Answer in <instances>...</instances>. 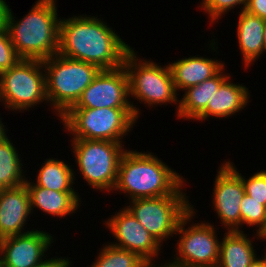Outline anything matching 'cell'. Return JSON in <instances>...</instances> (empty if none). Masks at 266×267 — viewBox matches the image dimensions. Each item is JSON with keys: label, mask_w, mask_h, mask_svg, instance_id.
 I'll list each match as a JSON object with an SVG mask.
<instances>
[{"label": "cell", "mask_w": 266, "mask_h": 267, "mask_svg": "<svg viewBox=\"0 0 266 267\" xmlns=\"http://www.w3.org/2000/svg\"><path fill=\"white\" fill-rule=\"evenodd\" d=\"M194 205L192 203L191 210L178 224L177 241L173 256L166 260L167 267H217L221 239L218 236L221 232L218 231L220 227L217 228L219 223L214 225L213 221L194 220L199 212Z\"/></svg>", "instance_id": "52a82bcc"}, {"label": "cell", "mask_w": 266, "mask_h": 267, "mask_svg": "<svg viewBox=\"0 0 266 267\" xmlns=\"http://www.w3.org/2000/svg\"><path fill=\"white\" fill-rule=\"evenodd\" d=\"M10 2L6 0H0V29L6 27V18L9 10Z\"/></svg>", "instance_id": "4dcf8cb0"}, {"label": "cell", "mask_w": 266, "mask_h": 267, "mask_svg": "<svg viewBox=\"0 0 266 267\" xmlns=\"http://www.w3.org/2000/svg\"><path fill=\"white\" fill-rule=\"evenodd\" d=\"M0 102L3 109L16 114L34 110L42 103L49 106L42 60L20 59L0 72Z\"/></svg>", "instance_id": "9c48e42d"}, {"label": "cell", "mask_w": 266, "mask_h": 267, "mask_svg": "<svg viewBox=\"0 0 266 267\" xmlns=\"http://www.w3.org/2000/svg\"><path fill=\"white\" fill-rule=\"evenodd\" d=\"M135 51V48H132L127 53L123 66L128 74L130 103L136 119L140 121L142 110L139 106L142 104L145 109L147 107L150 110L156 109L157 106L160 108L169 104L175 105L176 116L179 109L178 96L181 95L173 83L168 62L167 65H161L159 62L157 64L151 58L147 60ZM138 103L140 105H136Z\"/></svg>", "instance_id": "277c9868"}, {"label": "cell", "mask_w": 266, "mask_h": 267, "mask_svg": "<svg viewBox=\"0 0 266 267\" xmlns=\"http://www.w3.org/2000/svg\"><path fill=\"white\" fill-rule=\"evenodd\" d=\"M15 146L9 135L0 142V189L17 187L26 182L28 168L24 167V157Z\"/></svg>", "instance_id": "603a6c76"}, {"label": "cell", "mask_w": 266, "mask_h": 267, "mask_svg": "<svg viewBox=\"0 0 266 267\" xmlns=\"http://www.w3.org/2000/svg\"><path fill=\"white\" fill-rule=\"evenodd\" d=\"M49 109L59 120L80 98L100 68L95 64L55 54L42 60Z\"/></svg>", "instance_id": "8992f818"}, {"label": "cell", "mask_w": 266, "mask_h": 267, "mask_svg": "<svg viewBox=\"0 0 266 267\" xmlns=\"http://www.w3.org/2000/svg\"><path fill=\"white\" fill-rule=\"evenodd\" d=\"M188 55L168 63L173 83L179 95L189 87L197 86L215 76L226 64L216 57ZM181 91V92H180Z\"/></svg>", "instance_id": "ac0fdd59"}, {"label": "cell", "mask_w": 266, "mask_h": 267, "mask_svg": "<svg viewBox=\"0 0 266 267\" xmlns=\"http://www.w3.org/2000/svg\"><path fill=\"white\" fill-rule=\"evenodd\" d=\"M94 256V262L86 267H150L137 253L118 248L110 243L102 244Z\"/></svg>", "instance_id": "cb8c5ba5"}, {"label": "cell", "mask_w": 266, "mask_h": 267, "mask_svg": "<svg viewBox=\"0 0 266 267\" xmlns=\"http://www.w3.org/2000/svg\"><path fill=\"white\" fill-rule=\"evenodd\" d=\"M236 14H238L235 23L236 43L241 52L242 67L246 71L249 67H253L254 63H258L256 61L266 53L263 38L266 21L245 10Z\"/></svg>", "instance_id": "d6986e66"}, {"label": "cell", "mask_w": 266, "mask_h": 267, "mask_svg": "<svg viewBox=\"0 0 266 267\" xmlns=\"http://www.w3.org/2000/svg\"><path fill=\"white\" fill-rule=\"evenodd\" d=\"M263 38H264V45H265V50H266V24H265Z\"/></svg>", "instance_id": "e575fe53"}, {"label": "cell", "mask_w": 266, "mask_h": 267, "mask_svg": "<svg viewBox=\"0 0 266 267\" xmlns=\"http://www.w3.org/2000/svg\"><path fill=\"white\" fill-rule=\"evenodd\" d=\"M190 198L189 195H165L130 200L124 206L164 248V243L175 237L180 220L191 210Z\"/></svg>", "instance_id": "30bf717a"}, {"label": "cell", "mask_w": 266, "mask_h": 267, "mask_svg": "<svg viewBox=\"0 0 266 267\" xmlns=\"http://www.w3.org/2000/svg\"><path fill=\"white\" fill-rule=\"evenodd\" d=\"M72 108H132L124 66L100 70Z\"/></svg>", "instance_id": "4fadbf2b"}, {"label": "cell", "mask_w": 266, "mask_h": 267, "mask_svg": "<svg viewBox=\"0 0 266 267\" xmlns=\"http://www.w3.org/2000/svg\"><path fill=\"white\" fill-rule=\"evenodd\" d=\"M71 139L125 143L137 124L132 108H70L59 118Z\"/></svg>", "instance_id": "ba28073f"}, {"label": "cell", "mask_w": 266, "mask_h": 267, "mask_svg": "<svg viewBox=\"0 0 266 267\" xmlns=\"http://www.w3.org/2000/svg\"><path fill=\"white\" fill-rule=\"evenodd\" d=\"M43 162L35 172V180L31 179L37 186L59 192H78V187L75 189L74 186V170L69 161L47 157Z\"/></svg>", "instance_id": "7402d4cb"}, {"label": "cell", "mask_w": 266, "mask_h": 267, "mask_svg": "<svg viewBox=\"0 0 266 267\" xmlns=\"http://www.w3.org/2000/svg\"><path fill=\"white\" fill-rule=\"evenodd\" d=\"M253 233L252 235L247 234L246 231H225L224 234L221 233L223 237L220 240V253L217 267H248L258 256L255 249V245H258L256 242L258 240L263 242L264 239V236L255 232Z\"/></svg>", "instance_id": "ffe728a7"}, {"label": "cell", "mask_w": 266, "mask_h": 267, "mask_svg": "<svg viewBox=\"0 0 266 267\" xmlns=\"http://www.w3.org/2000/svg\"><path fill=\"white\" fill-rule=\"evenodd\" d=\"M57 3V0H37L23 18H17L9 6L6 27L21 59L45 60L58 54L61 17Z\"/></svg>", "instance_id": "3957f363"}, {"label": "cell", "mask_w": 266, "mask_h": 267, "mask_svg": "<svg viewBox=\"0 0 266 267\" xmlns=\"http://www.w3.org/2000/svg\"><path fill=\"white\" fill-rule=\"evenodd\" d=\"M109 216L102 220V226L113 234L112 237L116 242L108 241L111 245L137 253L150 266L166 264L168 258L164 259V262L159 261L163 247L125 206Z\"/></svg>", "instance_id": "8fae6325"}, {"label": "cell", "mask_w": 266, "mask_h": 267, "mask_svg": "<svg viewBox=\"0 0 266 267\" xmlns=\"http://www.w3.org/2000/svg\"><path fill=\"white\" fill-rule=\"evenodd\" d=\"M29 177V179H28ZM25 185L29 191L31 212L33 215L42 212V215L52 216V218H63L77 214L82 206V199L79 192H59L44 187L37 186L30 176ZM35 209V210H34ZM36 211V212H35Z\"/></svg>", "instance_id": "e0dca14e"}, {"label": "cell", "mask_w": 266, "mask_h": 267, "mask_svg": "<svg viewBox=\"0 0 266 267\" xmlns=\"http://www.w3.org/2000/svg\"><path fill=\"white\" fill-rule=\"evenodd\" d=\"M241 232L245 226L254 228L255 233L266 237V207L246 193L240 204Z\"/></svg>", "instance_id": "d4e9b609"}, {"label": "cell", "mask_w": 266, "mask_h": 267, "mask_svg": "<svg viewBox=\"0 0 266 267\" xmlns=\"http://www.w3.org/2000/svg\"><path fill=\"white\" fill-rule=\"evenodd\" d=\"M187 184L191 186L185 175L179 174L156 153L129 148L120 159L112 193H123L127 202L165 195H187Z\"/></svg>", "instance_id": "7a4b0ae2"}, {"label": "cell", "mask_w": 266, "mask_h": 267, "mask_svg": "<svg viewBox=\"0 0 266 267\" xmlns=\"http://www.w3.org/2000/svg\"><path fill=\"white\" fill-rule=\"evenodd\" d=\"M224 160L241 176L245 193L266 207V170H258L256 173L244 176L230 158Z\"/></svg>", "instance_id": "4316f807"}, {"label": "cell", "mask_w": 266, "mask_h": 267, "mask_svg": "<svg viewBox=\"0 0 266 267\" xmlns=\"http://www.w3.org/2000/svg\"><path fill=\"white\" fill-rule=\"evenodd\" d=\"M0 267H4V266H3V260H2L1 253H0Z\"/></svg>", "instance_id": "d590c367"}, {"label": "cell", "mask_w": 266, "mask_h": 267, "mask_svg": "<svg viewBox=\"0 0 266 267\" xmlns=\"http://www.w3.org/2000/svg\"><path fill=\"white\" fill-rule=\"evenodd\" d=\"M211 196L212 209L225 231L241 232L240 204L245 194L241 176L226 162L218 166Z\"/></svg>", "instance_id": "7c38bea8"}, {"label": "cell", "mask_w": 266, "mask_h": 267, "mask_svg": "<svg viewBox=\"0 0 266 267\" xmlns=\"http://www.w3.org/2000/svg\"><path fill=\"white\" fill-rule=\"evenodd\" d=\"M20 59L10 40L7 27L0 29V72L10 69Z\"/></svg>", "instance_id": "83f0119b"}, {"label": "cell", "mask_w": 266, "mask_h": 267, "mask_svg": "<svg viewBox=\"0 0 266 267\" xmlns=\"http://www.w3.org/2000/svg\"><path fill=\"white\" fill-rule=\"evenodd\" d=\"M150 267H167L166 265H162V266H150Z\"/></svg>", "instance_id": "8d00e7d4"}, {"label": "cell", "mask_w": 266, "mask_h": 267, "mask_svg": "<svg viewBox=\"0 0 266 267\" xmlns=\"http://www.w3.org/2000/svg\"><path fill=\"white\" fill-rule=\"evenodd\" d=\"M76 184V173L90 189L112 195L118 175V167L123 153L128 149L126 143L105 140L70 139ZM111 193V194H110Z\"/></svg>", "instance_id": "5b68a950"}, {"label": "cell", "mask_w": 266, "mask_h": 267, "mask_svg": "<svg viewBox=\"0 0 266 267\" xmlns=\"http://www.w3.org/2000/svg\"><path fill=\"white\" fill-rule=\"evenodd\" d=\"M248 0H199L198 7L201 12L206 14V18L209 19L207 22L208 25H216L218 21L225 18L226 15H229L232 9H239L241 12L245 10ZM224 15V16H223Z\"/></svg>", "instance_id": "484cf974"}, {"label": "cell", "mask_w": 266, "mask_h": 267, "mask_svg": "<svg viewBox=\"0 0 266 267\" xmlns=\"http://www.w3.org/2000/svg\"><path fill=\"white\" fill-rule=\"evenodd\" d=\"M70 16L60 19L58 54L95 64L101 70L124 65L133 47L120 37L113 25L98 14Z\"/></svg>", "instance_id": "6da1fadb"}, {"label": "cell", "mask_w": 266, "mask_h": 267, "mask_svg": "<svg viewBox=\"0 0 266 267\" xmlns=\"http://www.w3.org/2000/svg\"><path fill=\"white\" fill-rule=\"evenodd\" d=\"M245 11L266 21V0H248Z\"/></svg>", "instance_id": "f546056e"}, {"label": "cell", "mask_w": 266, "mask_h": 267, "mask_svg": "<svg viewBox=\"0 0 266 267\" xmlns=\"http://www.w3.org/2000/svg\"><path fill=\"white\" fill-rule=\"evenodd\" d=\"M56 238L46 229L35 228L24 234L0 239V253L4 267H34L49 253ZM50 247V248H49ZM49 250V252H48Z\"/></svg>", "instance_id": "5bb4252c"}, {"label": "cell", "mask_w": 266, "mask_h": 267, "mask_svg": "<svg viewBox=\"0 0 266 267\" xmlns=\"http://www.w3.org/2000/svg\"><path fill=\"white\" fill-rule=\"evenodd\" d=\"M263 241L265 242L264 244L266 245V237H264V239H263ZM265 249H262V252L264 253V254H262L263 255V257L266 259V246L264 247Z\"/></svg>", "instance_id": "836d02e7"}, {"label": "cell", "mask_w": 266, "mask_h": 267, "mask_svg": "<svg viewBox=\"0 0 266 267\" xmlns=\"http://www.w3.org/2000/svg\"><path fill=\"white\" fill-rule=\"evenodd\" d=\"M0 116H1V113H0ZM3 120V117L1 118L0 117V142L5 138L7 137L9 134V130L7 128L8 125H5V123L2 121Z\"/></svg>", "instance_id": "d6a6232c"}, {"label": "cell", "mask_w": 266, "mask_h": 267, "mask_svg": "<svg viewBox=\"0 0 266 267\" xmlns=\"http://www.w3.org/2000/svg\"><path fill=\"white\" fill-rule=\"evenodd\" d=\"M71 257L69 256H51L46 257L42 262L34 267H72L74 265Z\"/></svg>", "instance_id": "f1b7e54d"}, {"label": "cell", "mask_w": 266, "mask_h": 267, "mask_svg": "<svg viewBox=\"0 0 266 267\" xmlns=\"http://www.w3.org/2000/svg\"><path fill=\"white\" fill-rule=\"evenodd\" d=\"M232 79L230 75L221 84L219 89L213 93L207 108L194 121L204 123L206 120L210 121L211 117L226 120L246 110L245 107L251 103V92L246 84L235 83Z\"/></svg>", "instance_id": "2e32d148"}, {"label": "cell", "mask_w": 266, "mask_h": 267, "mask_svg": "<svg viewBox=\"0 0 266 267\" xmlns=\"http://www.w3.org/2000/svg\"><path fill=\"white\" fill-rule=\"evenodd\" d=\"M31 216L30 196L25 184L0 189V239L34 230L27 228Z\"/></svg>", "instance_id": "9a60e30c"}, {"label": "cell", "mask_w": 266, "mask_h": 267, "mask_svg": "<svg viewBox=\"0 0 266 267\" xmlns=\"http://www.w3.org/2000/svg\"><path fill=\"white\" fill-rule=\"evenodd\" d=\"M226 68L225 65L215 76L197 86H192L184 90L182 96H179V109L175 118L194 122L207 108L208 102H211L213 93L219 89L221 84L230 75H233L232 73H228Z\"/></svg>", "instance_id": "44dd1931"}, {"label": "cell", "mask_w": 266, "mask_h": 267, "mask_svg": "<svg viewBox=\"0 0 266 267\" xmlns=\"http://www.w3.org/2000/svg\"><path fill=\"white\" fill-rule=\"evenodd\" d=\"M248 267H266V259L260 254L248 265Z\"/></svg>", "instance_id": "1f68e13d"}]
</instances>
